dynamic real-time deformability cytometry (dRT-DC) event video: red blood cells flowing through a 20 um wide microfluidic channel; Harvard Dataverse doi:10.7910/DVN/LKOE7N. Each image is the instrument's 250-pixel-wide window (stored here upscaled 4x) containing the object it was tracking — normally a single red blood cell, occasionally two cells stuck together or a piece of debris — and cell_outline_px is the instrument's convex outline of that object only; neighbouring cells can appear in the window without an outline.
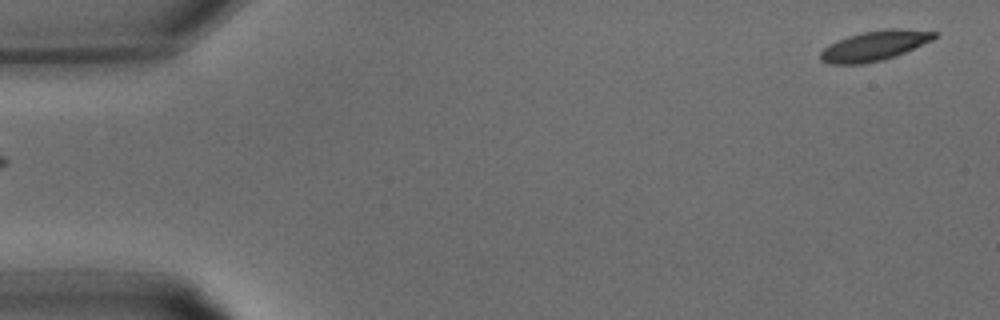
{"species": "common noctule bat (a hibernating species)", "species_latin": "Nyctalus noctula", "temperature_condition": "warm", "stored_images_in_passage": 32, "camera_frame_rate_fps": 3000, "um_per_image_px": 0.085, "animal": {"sex": "male", "body_mass_g": 15.6}, "frame": {"image": 1, "passage_image": 1, "time_ms": 0.0, "image_size_px": [1000, 320], "cell_outline_px": [[936, 36], [932, 40], [904, 52], [884, 60], [864, 64], [828, 64], [820, 60], [820, 52], [828, 44], [836, 40], [848, 36], [864, 32], [888, 28], [900, 28], [936, 32]], "centroid_in_image_um": [74.28, 3.89], "position_along_channel_um": 10.7, "area_um2": 19.83}}
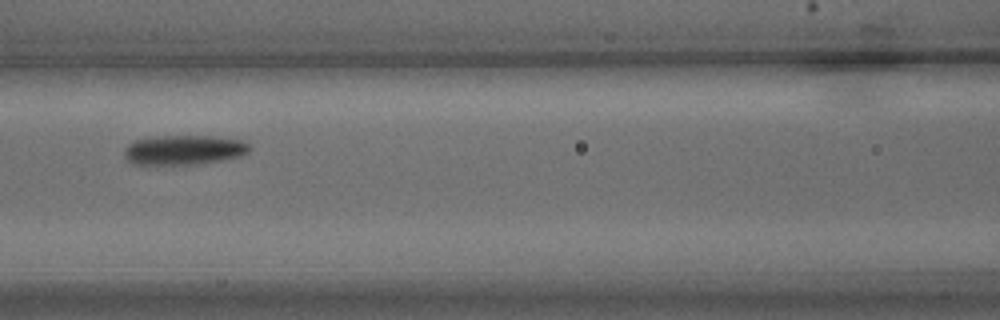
{"frame": {"image": 2, "passage_image": 14, "time_ms": 4.333, "image_size_px": [1000, 320], "cell_outline_px": [[252, 148], [248, 152], [240, 156], [220, 160], [192, 164], [132, 164], [124, 156], [124, 148], [128, 144], [136, 140], [156, 136], [208, 136], [240, 140], [248, 144]], "centroid_in_image_um": [15.6, 12.74], "position_along_channel_um": 151.0, "area_um2": 21.39}}
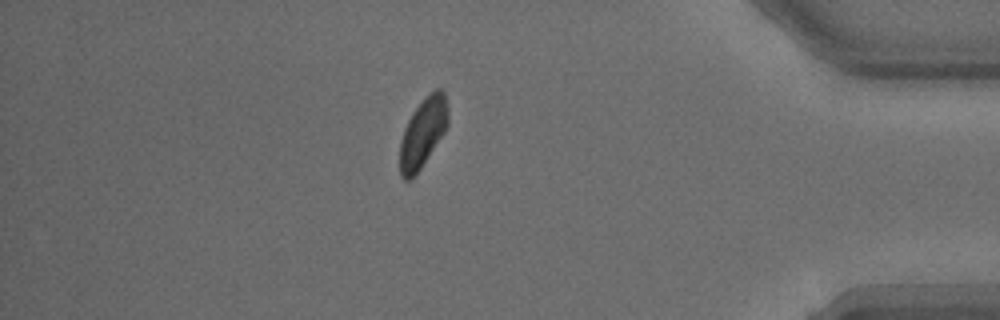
{"frame": {"image": 3, "passage_image": 28, "time_ms": 9.0, "image_size_px": [1000, 320], "cell_outline_px": [[448, 124], [444, 132], [412, 180], [404, 180], [400, 176], [400, 140], [404, 128], [412, 112], [424, 96], [436, 88], [440, 88], [444, 92], [448, 108]], "centroid_in_image_um": [35.93, 11.26], "position_along_channel_um": 399.3, "area_um2": 19.48}}